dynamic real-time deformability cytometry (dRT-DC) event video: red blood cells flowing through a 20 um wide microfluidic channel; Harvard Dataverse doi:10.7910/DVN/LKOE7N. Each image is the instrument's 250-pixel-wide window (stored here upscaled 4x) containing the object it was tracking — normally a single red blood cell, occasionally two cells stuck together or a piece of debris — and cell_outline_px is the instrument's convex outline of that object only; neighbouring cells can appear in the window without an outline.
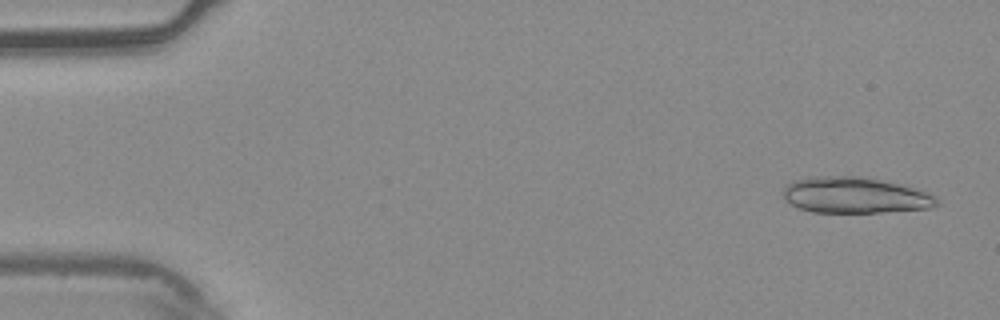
{"species": "common noctule bat (a hibernating species)", "species_latin": "Nyctalus noctula", "temperature_condition": "warm", "stored_images_in_passage": 7, "segment_of_instrument_passage": [1, 2], "camera_frame_rate_fps": 3000, "um_per_image_px": 0.085, "animal": {"sex": "male", "body_mass_g": 20.4}, "frame": {"image": 1, "passage_image": 1, "time_ms": 0.0, "image_size_px": [1000, 320], "cell_outline_px": [[940, 204], [928, 208], [880, 212], [812, 212], [800, 208], [784, 200], [784, 184], [796, 180], [816, 176], [852, 176], [880, 180], [912, 188], [936, 196]], "centroid_in_image_um": [72.63, 16.6], "position_along_channel_um": 12.4, "area_um2": 31.73}}